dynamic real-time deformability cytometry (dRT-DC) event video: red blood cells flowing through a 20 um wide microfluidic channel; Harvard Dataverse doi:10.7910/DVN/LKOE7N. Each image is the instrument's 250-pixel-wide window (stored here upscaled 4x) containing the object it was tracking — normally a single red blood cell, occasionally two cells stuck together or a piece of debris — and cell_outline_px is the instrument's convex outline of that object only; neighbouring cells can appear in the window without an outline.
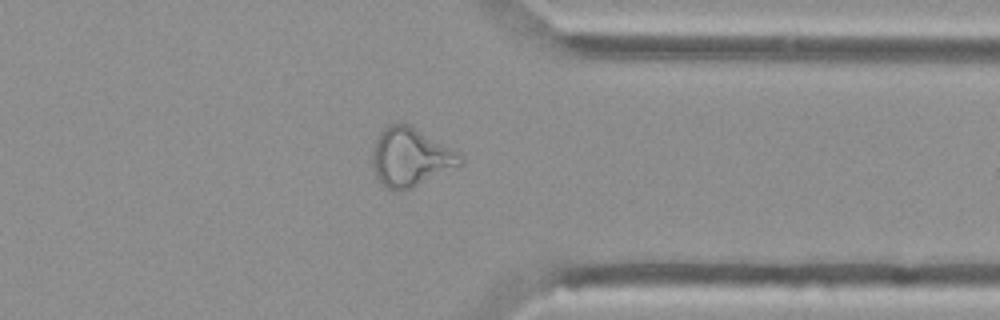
{"species": "Egyptian fruit bat (a non-hibernating species)", "species_latin": "Rousettus aegyptiacus", "temperature_condition": "cold", "stored_images_in_passage": 38, "camera_frame_rate_fps": 3000, "um_per_image_px": 0.085, "animal": {"sex": "female"}, "frame": {"image": 1, "passage_image": 27, "time_ms": 8.667, "image_size_px": [1000, 320], "cell_outline_px": [[464, 164], [400, 192], [396, 192], [388, 188], [376, 176], [372, 164], [372, 148], [380, 132], [388, 124], [396, 120], [408, 124], [460, 152], [464, 160]], "centroid_in_image_um": [34.89, 13.33], "position_along_channel_um": 376.5, "area_um2": 30.06}, "authors_computed_cell_mechanics": {"area_um2": 26.2701, "velocity_mm_per_s": 3.7706, "shape_relaxation_time_tau1_ms": null, "shape_relaxation_time_tau2_ms": 3.7071, "deformation_change_tau1": null, "deformation_change_tau2": 0.1268}}